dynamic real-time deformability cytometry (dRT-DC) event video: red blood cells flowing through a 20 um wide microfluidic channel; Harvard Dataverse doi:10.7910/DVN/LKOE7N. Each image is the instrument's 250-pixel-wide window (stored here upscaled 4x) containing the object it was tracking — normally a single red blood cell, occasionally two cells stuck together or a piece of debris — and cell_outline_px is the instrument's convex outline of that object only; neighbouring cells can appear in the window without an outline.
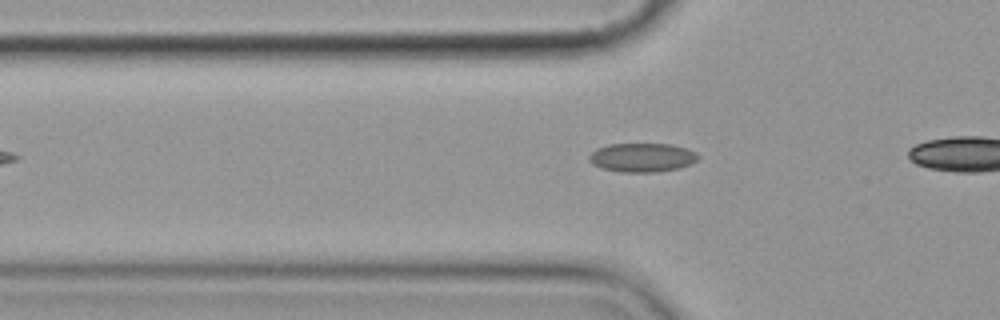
{"species": "common noctule bat (a hibernating species)", "species_latin": "Nyctalus noctula", "temperature_condition": "cold", "stored_images_in_passage": 4, "camera_frame_rate_fps": 3000, "um_per_image_px": 0.085, "animal": {"sex": "female", "body_mass_g": 19.9}, "frame": {"image": 1, "passage_image": 4, "time_ms": 4.333, "image_size_px": [1000, 320], "cell_outline_px": [[700, 156], [692, 164], [680, 168], [656, 172], [620, 172], [600, 168], [592, 164], [588, 160], [588, 156], [596, 148], [608, 144], [672, 144], [696, 152]], "centroid_in_image_um": [54.56, 13.39], "position_along_channel_um": 71.2, "area_um2": 18.55}}